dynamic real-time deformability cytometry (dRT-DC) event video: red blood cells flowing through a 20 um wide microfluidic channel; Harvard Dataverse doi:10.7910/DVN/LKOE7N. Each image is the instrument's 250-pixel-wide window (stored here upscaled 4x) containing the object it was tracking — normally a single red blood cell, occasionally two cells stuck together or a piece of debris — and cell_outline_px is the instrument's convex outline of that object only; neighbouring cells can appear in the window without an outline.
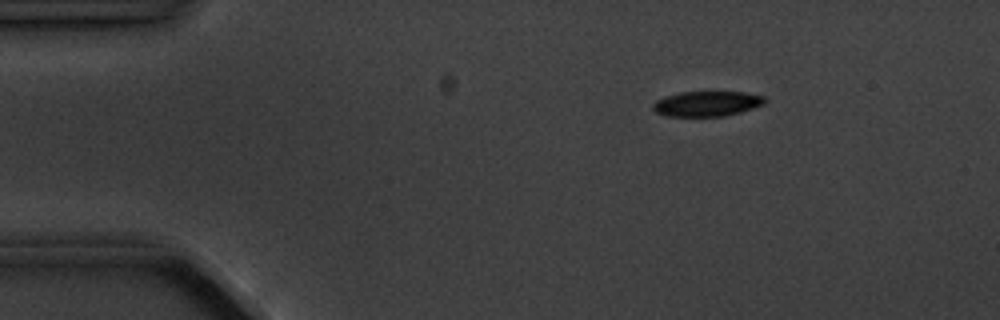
{"species": "common noctule bat (a hibernating species)", "species_latin": "Nyctalus noctula", "temperature_condition": "cold", "stored_images_in_passage": 5, "camera_frame_rate_fps": 3000, "um_per_image_px": 0.085, "animal": {"sex": "male", "body_mass_g": 20.1, "forearm_length_mm": 53.5}, "frame": {"image": 1, "passage_image": 3, "time_ms": 2.333, "image_size_px": [1000, 320], "cell_outline_px": [[768, 100], [764, 104], [740, 112], [724, 116], [664, 116], [656, 112], [652, 108], [652, 104], [656, 100], [664, 96], [680, 92], [744, 92], [764, 96]], "centroid_in_image_um": [60.07, 8.81], "position_along_channel_um": 24.9, "area_um2": 16.47}}